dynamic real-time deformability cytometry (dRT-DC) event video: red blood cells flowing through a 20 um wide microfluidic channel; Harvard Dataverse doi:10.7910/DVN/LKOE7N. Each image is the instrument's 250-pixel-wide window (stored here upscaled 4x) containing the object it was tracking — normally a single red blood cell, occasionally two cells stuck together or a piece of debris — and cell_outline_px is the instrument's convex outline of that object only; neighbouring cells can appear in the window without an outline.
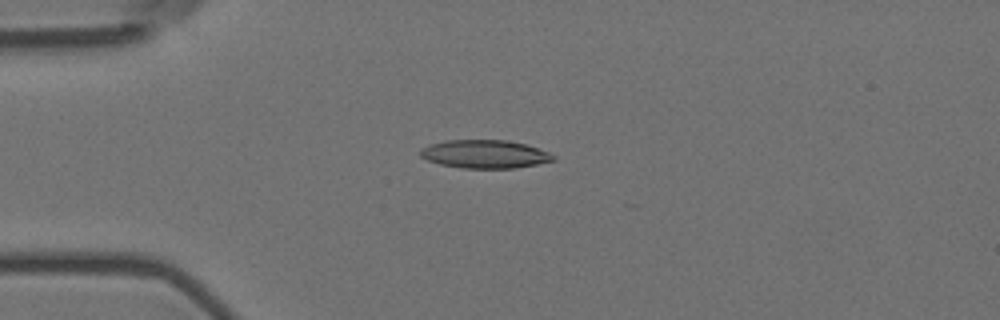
{"species": "Egyptian fruit bat (a non-hibernating species)", "species_latin": "Rousettus aegyptiacus", "temperature_condition": "room temperature", "stored_images_in_passage": 5, "camera_frame_rate_fps": 3000, "um_per_image_px": 0.085, "animal": {"sex": "female"}, "frame": {"image": 1, "passage_image": 4, "time_ms": 1.0, "image_size_px": [1000, 320], "cell_outline_px": [[556, 160], [516, 168], [464, 168], [440, 164], [428, 160], [420, 156], [420, 148], [444, 140], [508, 140], [524, 144], [548, 152], [556, 156]], "centroid_in_image_um": [41.2, 13.1], "position_along_channel_um": 43.8, "area_um2": 21.79}}